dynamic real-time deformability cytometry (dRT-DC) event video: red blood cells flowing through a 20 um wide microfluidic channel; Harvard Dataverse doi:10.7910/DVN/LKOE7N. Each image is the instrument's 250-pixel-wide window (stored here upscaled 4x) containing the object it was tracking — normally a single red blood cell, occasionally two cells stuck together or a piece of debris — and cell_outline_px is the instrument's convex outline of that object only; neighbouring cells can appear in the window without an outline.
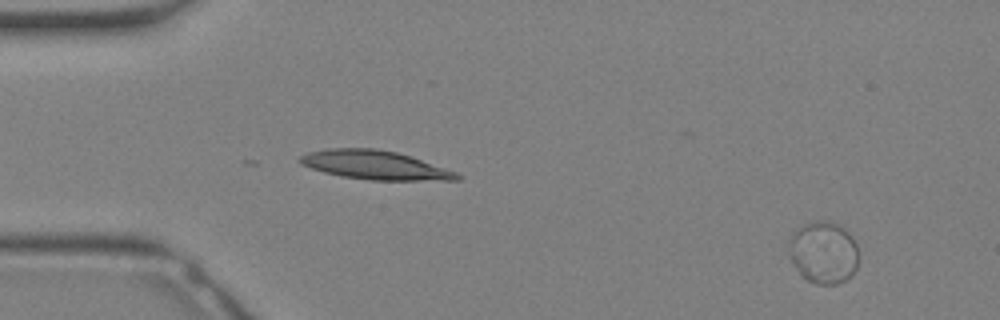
{"species": "Egyptian fruit bat (a non-hibernating species)", "species_latin": "Rousettus aegyptiacus", "temperature_condition": "warm", "stored_images_in_passage": 33, "camera_frame_rate_fps": 3000, "um_per_image_px": 0.085, "animal": {"sex": "female"}, "frame": {"image": 1, "passage_image": 3, "time_ms": 0.667, "image_size_px": [1000, 320], "cell_outline_px": [[856, 268], [844, 280], [836, 284], [816, 284], [808, 280], [796, 268], [792, 260], [788, 244], [792, 236], [804, 224], [816, 220], [828, 220], [840, 224], [852, 236], [856, 244]], "centroid_in_image_um": [70.0, 21.43], "position_along_channel_um": 15.0, "area_um2": 24.74}}
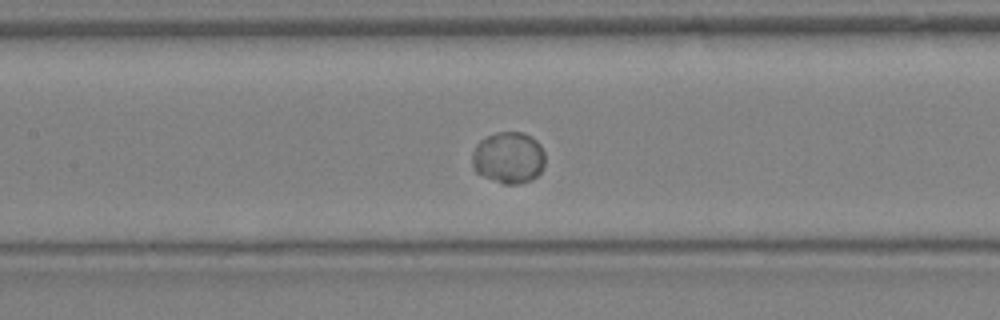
{"frame": {"image": 2, "passage_image": 16, "time_ms": 5.0, "image_size_px": [1000, 320], "cell_outline_px": [[544, 164], [540, 172], [532, 180], [520, 184], [504, 184], [484, 176], [476, 172], [472, 164], [472, 152], [476, 144], [480, 140], [496, 132], [524, 132], [532, 136], [540, 144], [544, 152]], "centroid_in_image_um": [43.23, 13.39], "position_along_channel_um": 164.2, "area_um2": 22.08}}
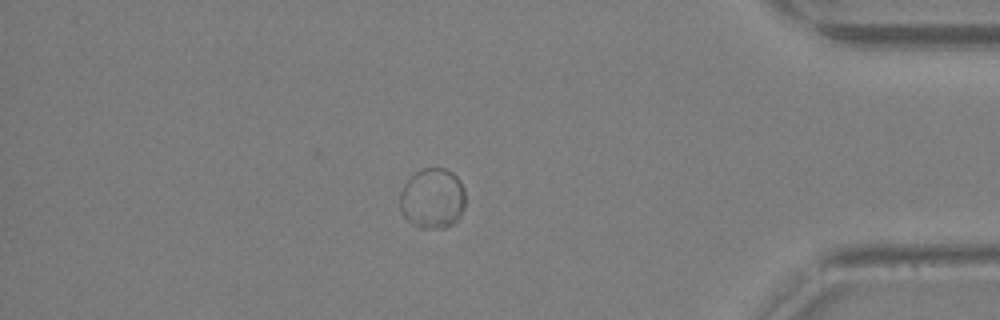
{"frame": {"image": 3, "passage_image": 29, "time_ms": 9.333, "image_size_px": [1000, 320], "cell_outline_px": [[464, 208], [456, 220], [452, 224], [444, 228], [420, 228], [412, 224], [404, 216], [400, 208], [400, 192], [404, 184], [416, 172], [424, 168], [444, 168], [452, 172], [460, 180], [464, 188]], "centroid_in_image_um": [36.76, 16.87], "position_along_channel_um": 398.4, "area_um2": 23.0}}